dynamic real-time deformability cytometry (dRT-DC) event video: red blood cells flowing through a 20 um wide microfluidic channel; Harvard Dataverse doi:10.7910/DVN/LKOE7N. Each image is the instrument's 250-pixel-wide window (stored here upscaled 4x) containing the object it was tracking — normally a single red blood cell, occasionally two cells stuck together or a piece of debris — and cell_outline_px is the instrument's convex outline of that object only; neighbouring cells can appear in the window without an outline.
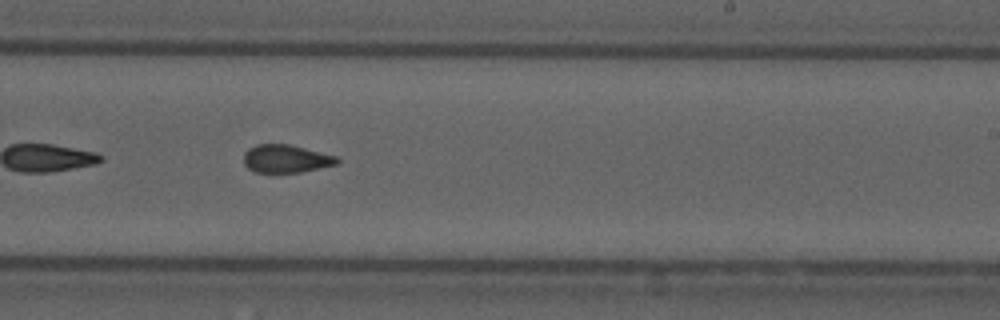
{"species": "common noctule bat (a hibernating species)", "species_latin": "Nyctalus noctula", "temperature_condition": "cold", "stored_images_in_passage": 35, "camera_frame_rate_fps": 3000, "um_per_image_px": 0.085, "animal": {"sex": "male", "forearm_length_mm": 52.5}, "frame": {"image": 1, "passage_image": 16, "time_ms": 5.0, "image_size_px": [1000, 320], "cell_outline_px": [[340, 160], [336, 164], [300, 172], [252, 172], [244, 164], [244, 152], [248, 148], [256, 144], [288, 144], [336, 156]], "centroid_in_image_um": [24.26, 13.49], "position_along_channel_um": 264.7, "area_um2": 15.09}}
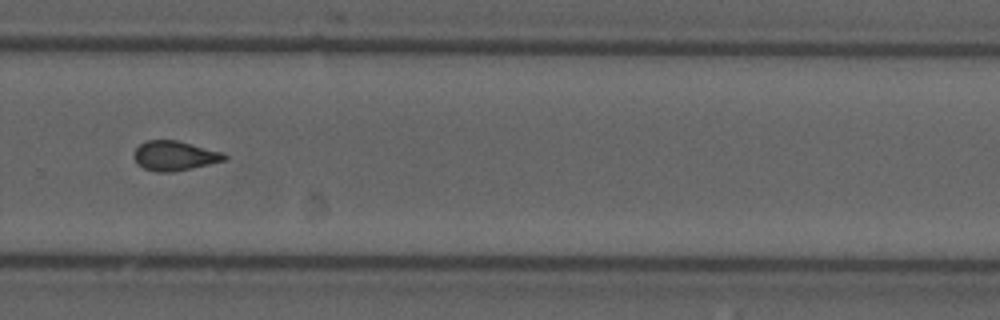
{"frame": {"image": 2, "passage_image": 20, "time_ms": 6.333, "image_size_px": [1000, 320], "cell_outline_px": [[228, 160], [192, 168], [172, 172], [156, 172], [144, 168], [132, 156], [136, 148], [144, 140], [176, 140], [224, 152], [228, 156]], "centroid_in_image_um": [14.88, 13.23], "position_along_channel_um": 314.9, "area_um2": 15.72}}